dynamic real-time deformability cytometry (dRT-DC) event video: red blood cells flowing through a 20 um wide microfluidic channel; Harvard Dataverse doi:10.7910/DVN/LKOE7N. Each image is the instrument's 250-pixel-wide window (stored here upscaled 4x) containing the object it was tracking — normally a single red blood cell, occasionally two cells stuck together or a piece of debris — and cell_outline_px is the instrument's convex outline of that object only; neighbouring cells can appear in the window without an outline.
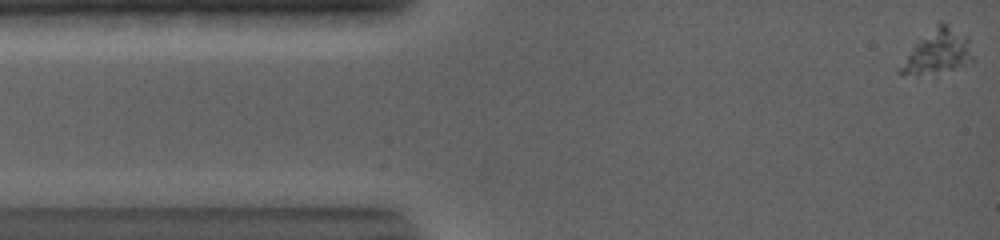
{"species": "common noctule bat (a hibernating species)", "species_latin": "Nyctalus noctula", "temperature_condition": "warm", "stored_images_in_passage": 51, "camera_frame_rate_fps": 5000, "um_per_image_px": 0.085, "animal": {"sex": "female", "body_mass_g": 19.0, "forearm_length_mm": 56.7}, "frame": {"image": 1, "passage_image": 1, "time_ms": 0.0, "image_size_px": [1000, 240], "cell_outline_px": [[976, 60], [964, 68], [904, 76], [900, 76], [896, 72], [896, 68], [916, 44], [940, 24], [944, 24], [968, 40]], "centroid_in_image_um": [79.7, 4.54], "position_along_channel_um": 5.3, "area_um2": 17.98}}
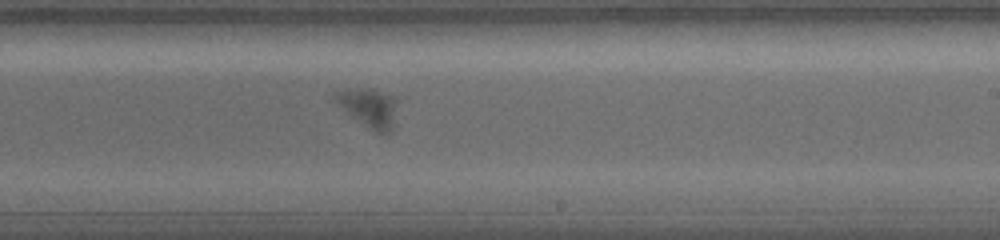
{"frame": {"image": 2, "passage_image": 28, "time_ms": 9.0, "image_size_px": [1000, 240], "cell_outline_px": [[392, 104], [388, 132], [376, 132], [332, 100], [332, 92], [344, 88], [372, 88], [392, 96]], "centroid_in_image_um": [31.15, 9.03], "position_along_channel_um": 257.8, "area_um2": 12.83}}
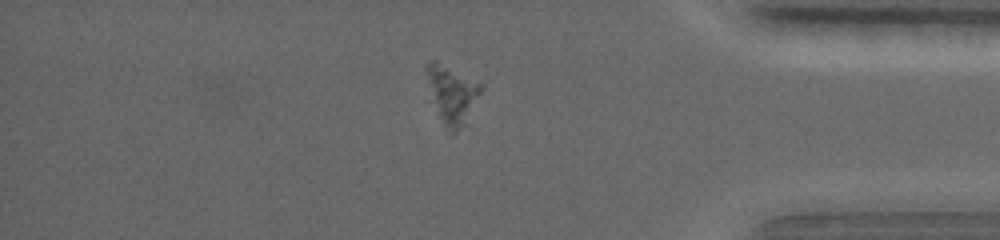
{"frame": {"image": 3, "passage_image": 41, "time_ms": 13.4, "image_size_px": [1000, 240], "cell_outline_px": [[480, 92], [452, 120], [448, 120], [428, 80], [428, 60], [436, 60], [480, 84]], "centroid_in_image_um": [38.36, 7.5], "position_along_channel_um": 396.8, "area_um2": 13.01}}